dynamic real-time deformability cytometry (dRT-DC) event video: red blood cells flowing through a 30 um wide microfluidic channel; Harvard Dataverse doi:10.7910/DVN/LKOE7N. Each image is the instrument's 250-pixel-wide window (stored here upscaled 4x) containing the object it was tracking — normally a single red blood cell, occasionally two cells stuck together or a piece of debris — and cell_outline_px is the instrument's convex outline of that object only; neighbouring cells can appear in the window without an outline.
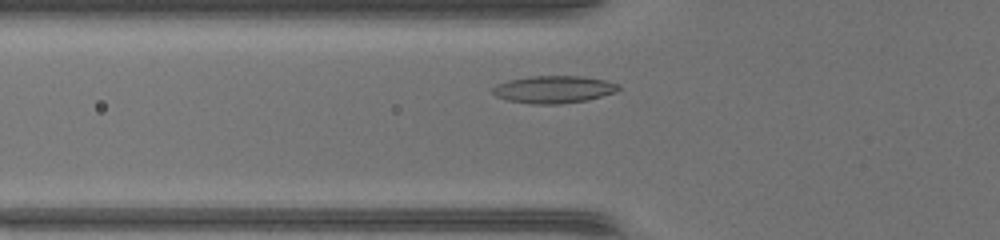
{"species": "common noctule bat (a hibernating species)", "species_latin": "Nyctalus noctula", "temperature_condition": "warm", "stored_images_in_passage": 37, "camera_frame_rate_fps": 3000, "um_per_image_px": 0.085, "animal": {"sex": "female", "body_mass_g": 17.0, "forearm_length_mm": 48.0}, "frame": {"image": 1, "passage_image": 5, "time_ms": 1.333, "image_size_px": [1000, 240], "cell_outline_px": [[620, 88], [616, 92], [588, 100], [560, 104], [532, 104], [508, 100], [496, 96], [492, 92], [492, 88], [496, 84], [508, 80], [532, 76], [580, 76], [604, 80], [620, 84]], "centroid_in_image_um": [47.07, 7.6], "position_along_channel_um": 78.7, "area_um2": 20.11}}
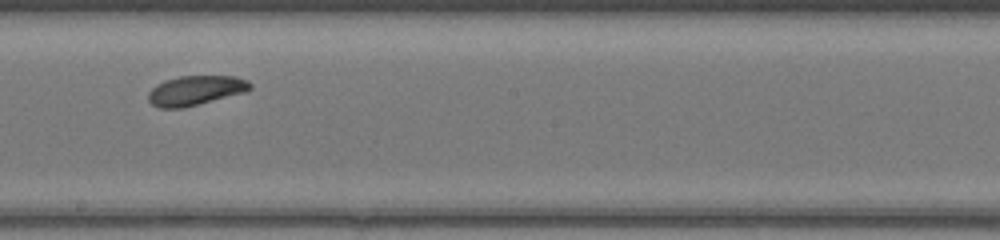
{"frame": {"image": 2, "passage_image": 16, "time_ms": 5.0, "image_size_px": [1000, 240], "cell_outline_px": [[252, 88], [244, 92], [184, 108], [160, 108], [152, 104], [148, 100], [148, 92], [156, 84], [164, 80], [180, 76], [236, 76], [248, 80], [252, 84]], "centroid_in_image_um": [16.61, 7.68], "position_along_channel_um": 231.6, "area_um2": 17.63}}
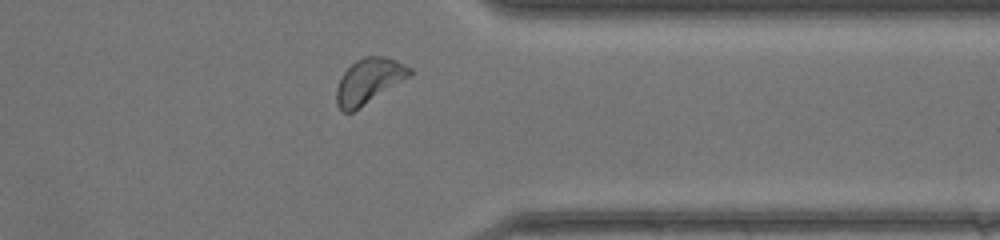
{"frame": {"image": 3, "passage_image": 27, "time_ms": 8.667, "image_size_px": [1000, 240], "cell_outline_px": [[412, 76], [352, 112], [340, 112], [336, 104], [336, 88], [344, 72], [356, 60], [364, 56], [384, 56], [396, 60], [412, 68]], "centroid_in_image_um": [31.36, 6.89], "position_along_channel_um": 380.0, "area_um2": 19.36}, "authors_computed_cell_mechanics": {"area_um2": 18.3804, "velocity_mm_per_s": 4.165, "shape_relaxation_time_tau1_ms": 2.556, "shape_relaxation_time_tau2_ms": null, "deformation_change_tau1": 0.0739, "deformation_change_tau2": null}}